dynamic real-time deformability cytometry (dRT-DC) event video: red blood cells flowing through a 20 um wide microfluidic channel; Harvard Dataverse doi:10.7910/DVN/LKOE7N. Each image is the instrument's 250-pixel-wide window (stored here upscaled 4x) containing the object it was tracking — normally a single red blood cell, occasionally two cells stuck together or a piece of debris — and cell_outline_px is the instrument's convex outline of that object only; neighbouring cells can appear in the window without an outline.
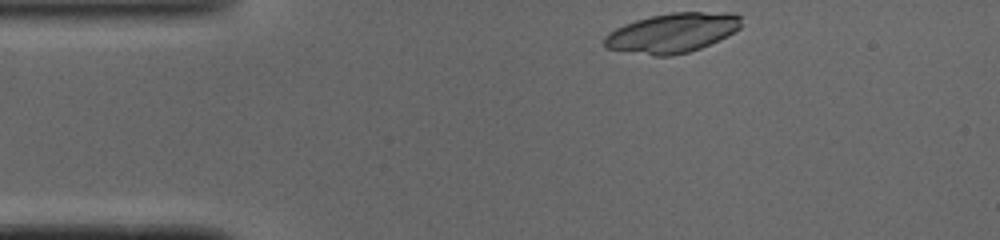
{"species": "common noctule bat (a hibernating species)", "species_latin": "Nyctalus noctula", "temperature_condition": "cold", "stored_images_in_passage": 36, "camera_frame_rate_fps": 3000, "um_per_image_px": 0.085, "animal": {"sex": "male", "body_mass_g": 19.0, "forearm_length_mm": 50.8}, "frame": {"image": 1, "passage_image": 1, "time_ms": 0.0, "image_size_px": [1000, 240], "cell_outline_px": [[740, 28], [720, 40], [700, 48], [688, 52], [672, 56], [652, 56], [604, 48], [604, 36], [608, 32], [624, 24], [636, 20], [652, 16], [672, 12], [736, 12], [740, 16]], "centroid_in_image_um": [57.14, 2.8], "position_along_channel_um": 27.9, "area_um2": 31.79}}